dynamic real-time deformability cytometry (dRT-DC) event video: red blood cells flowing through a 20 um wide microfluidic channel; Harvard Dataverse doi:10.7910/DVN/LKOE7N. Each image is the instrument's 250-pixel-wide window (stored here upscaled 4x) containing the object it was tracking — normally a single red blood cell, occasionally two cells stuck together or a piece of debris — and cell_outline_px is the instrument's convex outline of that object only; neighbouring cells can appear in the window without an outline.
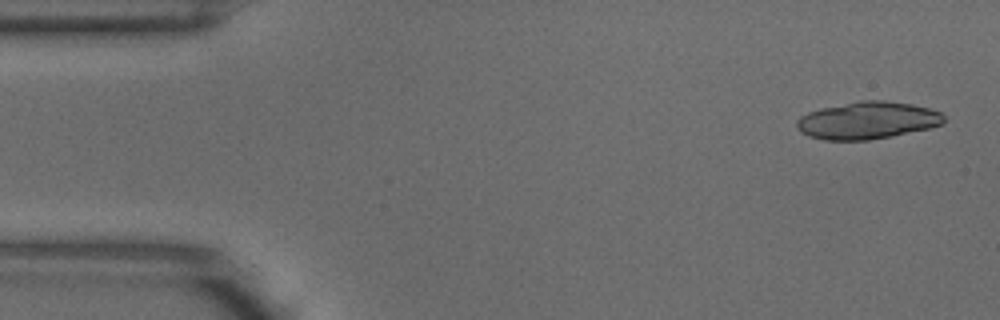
{"species": "common noctule bat (a hibernating species)", "species_latin": "Nyctalus noctula", "temperature_condition": "warm", "stored_images_in_passage": 4, "camera_frame_rate_fps": 3000, "um_per_image_px": 0.085, "animal": {"sex": "male", "body_mass_g": 18.8}, "frame": {"image": 1, "passage_image": 1, "time_ms": 0.0, "image_size_px": [1000, 320], "cell_outline_px": [[944, 124], [928, 128], [892, 136], [868, 140], [824, 140], [808, 136], [800, 132], [796, 128], [796, 120], [800, 116], [808, 112], [824, 108], [860, 100], [884, 100], [912, 104], [928, 108], [940, 112], [944, 116]], "centroid_in_image_um": [73.71, 10.24], "position_along_channel_um": 11.3, "area_um2": 31.96}}